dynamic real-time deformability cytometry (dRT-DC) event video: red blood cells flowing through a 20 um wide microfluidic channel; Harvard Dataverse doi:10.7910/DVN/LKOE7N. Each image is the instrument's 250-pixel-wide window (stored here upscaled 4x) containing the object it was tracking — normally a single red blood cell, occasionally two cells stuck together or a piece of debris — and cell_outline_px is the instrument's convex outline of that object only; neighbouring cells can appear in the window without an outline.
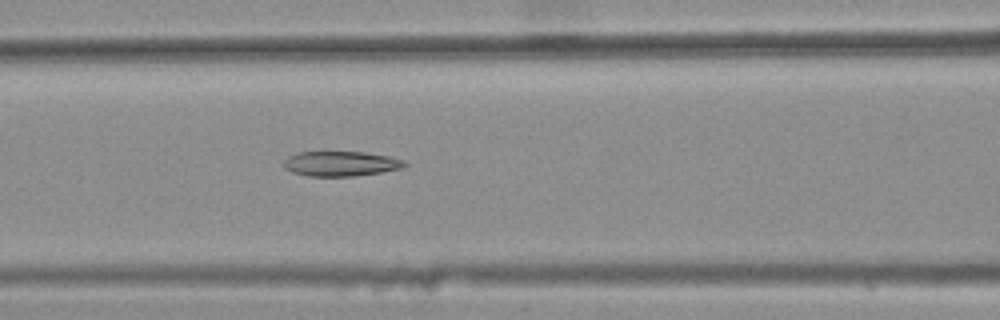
{"species": "common noctule bat (a hibernating species)", "species_latin": "Nyctalus noctula", "temperature_condition": "warm", "stored_images_in_passage": 45, "camera_frame_rate_fps": 3000, "um_per_image_px": 0.085, "animal": {"sex": "female", "body_mass_g": 25.1}, "frame": {"image": 1, "passage_image": 21, "time_ms": 6.667, "image_size_px": [1000, 320], "cell_outline_px": [[408, 164], [400, 168], [380, 172], [356, 176], [308, 176], [292, 172], [284, 168], [284, 160], [288, 156], [296, 152], [364, 152], [388, 156], [404, 160]], "centroid_in_image_um": [28.93, 13.91], "position_along_channel_um": 137.7, "area_um2": 17.51}}
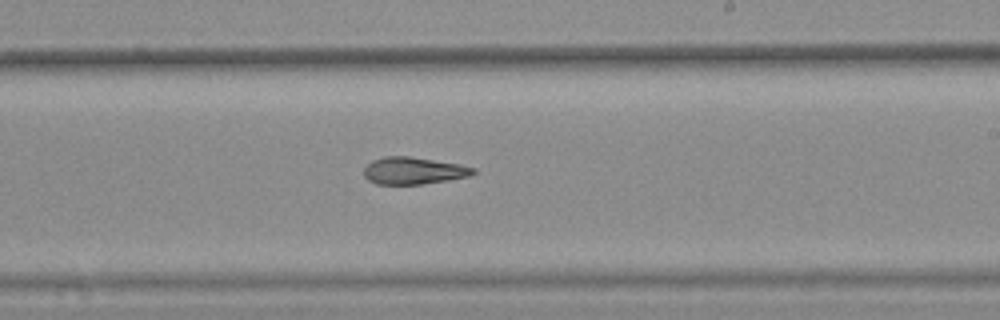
{"frame": {"image": 2, "passage_image": 30, "time_ms": 9.667, "image_size_px": [1000, 320], "cell_outline_px": [[476, 172], [468, 176], [448, 180], [420, 184], [376, 184], [368, 180], [364, 176], [364, 168], [372, 160], [384, 156], [408, 156], [460, 164], [476, 168]], "centroid_in_image_um": [35.13, 14.5], "position_along_channel_um": 253.9, "area_um2": 17.22}}
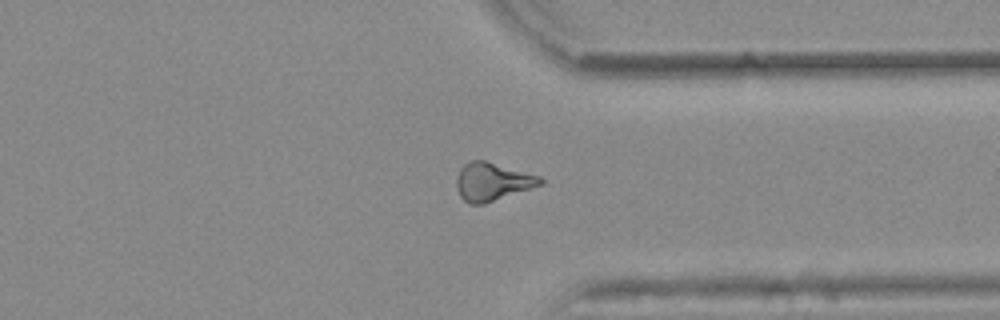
{"frame": {"image": 3, "passage_image": 39, "time_ms": 12.667, "image_size_px": [1000, 320], "cell_outline_px": [[544, 184], [480, 204], [472, 204], [464, 200], [460, 196], [456, 188], [456, 176], [460, 168], [464, 164], [472, 160], [484, 160], [540, 176], [544, 180]], "centroid_in_image_um": [41.83, 15.42], "position_along_channel_um": 369.6, "area_um2": 18.32}, "authors_computed_cell_mechanics": {"area_um2": 18.3226, "velocity_mm_per_s": 3.8913, "shape_relaxation_time_tau1_ms": null, "shape_relaxation_time_tau2_ms": 6.6399, "deformation_change_tau1": null, "deformation_change_tau2": 0.17}}